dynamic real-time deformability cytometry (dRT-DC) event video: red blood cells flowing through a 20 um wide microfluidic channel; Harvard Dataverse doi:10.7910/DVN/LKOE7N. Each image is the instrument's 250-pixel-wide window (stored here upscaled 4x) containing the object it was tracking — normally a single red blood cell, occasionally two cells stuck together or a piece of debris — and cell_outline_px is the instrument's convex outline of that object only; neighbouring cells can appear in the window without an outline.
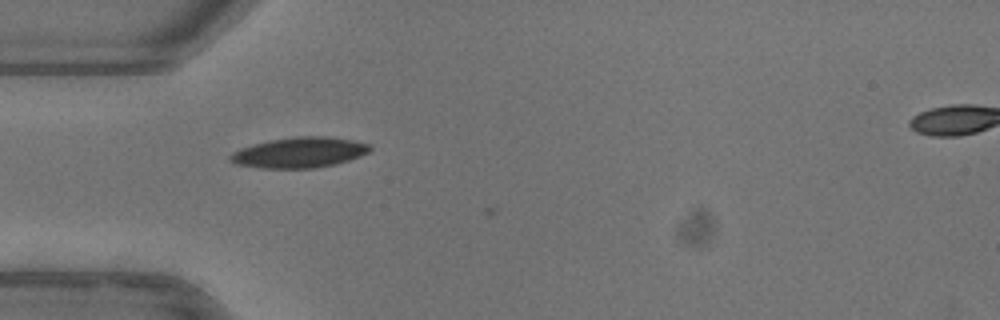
{"species": "common noctule bat (a hibernating species)", "species_latin": "Nyctalus noctula", "temperature_condition": "warm", "stored_images_in_passage": 2, "camera_frame_rate_fps": 3000, "um_per_image_px": 0.085, "animal": {"sex": "female"}, "frame": {"image": 1, "passage_image": 1, "time_ms": 0.0, "image_size_px": [1000, 320], "cell_outline_px": [[372, 148], [368, 152], [360, 156], [336, 164], [312, 168], [260, 168], [236, 164], [228, 160], [228, 156], [232, 152], [240, 148], [252, 144], [272, 140], [296, 136], [324, 136], [352, 140], [372, 144]], "centroid_in_image_um": [25.43, 12.96], "position_along_channel_um": 59.6, "area_um2": 24.85}}